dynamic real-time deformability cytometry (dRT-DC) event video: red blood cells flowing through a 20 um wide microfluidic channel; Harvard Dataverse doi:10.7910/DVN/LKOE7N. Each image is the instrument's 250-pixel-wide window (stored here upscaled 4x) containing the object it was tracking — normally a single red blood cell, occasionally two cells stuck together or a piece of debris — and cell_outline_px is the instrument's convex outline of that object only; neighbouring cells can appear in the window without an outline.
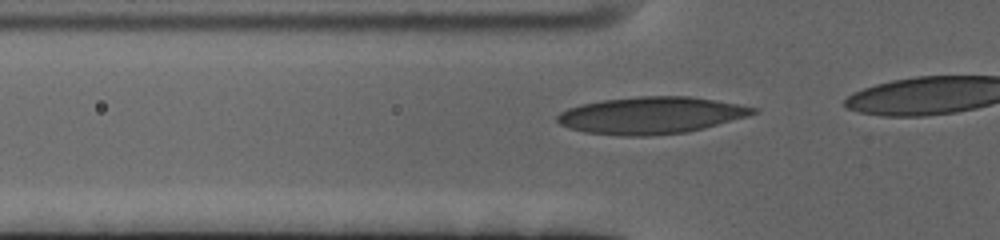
{"species": "human", "species_latin": "Homo sapiens", "temperature_condition": "cold", "stored_images_in_passage": 17, "camera_frame_rate_fps": 3000, "um_per_image_px": 0.085, "donor": {"sex": "female"}, "frame": {"image": 1, "passage_image": 10, "time_ms": 3.0, "image_size_px": [1000, 240], "cell_outline_px": [[760, 112], [748, 116], [704, 128], [688, 132], [648, 136], [620, 136], [584, 132], [568, 128], [560, 124], [556, 120], [556, 116], [560, 112], [568, 108], [580, 104], [604, 100], [636, 96], [688, 96], [760, 108]], "centroid_in_image_um": [55.32, 9.81], "position_along_channel_um": 70.5, "area_um2": 42.31}}
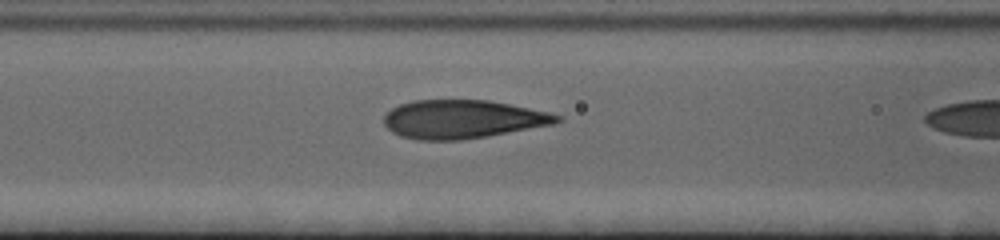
{"frame": {"image": 2, "passage_image": 15, "time_ms": 4.667, "image_size_px": [1000, 240], "cell_outline_px": [[564, 120], [556, 124], [460, 140], [416, 140], [400, 136], [392, 132], [384, 124], [384, 116], [392, 108], [400, 104], [412, 100], [488, 100], [548, 112], [560, 116]], "centroid_in_image_um": [39.3, 10.13], "position_along_channel_um": 127.3, "area_um2": 38.61}}